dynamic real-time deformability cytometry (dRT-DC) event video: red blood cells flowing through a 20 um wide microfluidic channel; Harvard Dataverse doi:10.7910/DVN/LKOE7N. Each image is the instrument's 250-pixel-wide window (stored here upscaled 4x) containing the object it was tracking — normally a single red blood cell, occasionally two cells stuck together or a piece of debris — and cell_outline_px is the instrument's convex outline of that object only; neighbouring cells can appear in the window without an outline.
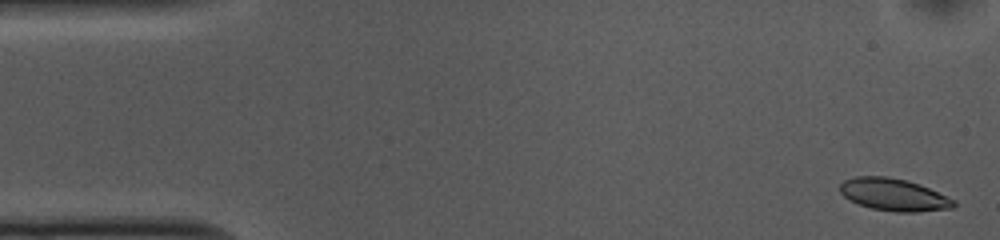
{"species": "common noctule bat (a hibernating species)", "species_latin": "Nyctalus noctula", "temperature_condition": "cold", "stored_images_in_passage": 12, "camera_frame_rate_fps": 3000, "um_per_image_px": 0.085, "animal": {"sex": "female", "body_mass_g": 10.0, "forearm_length_mm": 53.1}, "frame": {"image": 1, "passage_image": 2, "time_ms": 0.333, "image_size_px": [1000, 240], "cell_outline_px": [[956, 204], [952, 208], [916, 212], [896, 212], [872, 208], [860, 204], [844, 196], [840, 192], [840, 184], [844, 180], [856, 176], [888, 176], [908, 180], [920, 184], [956, 200]], "centroid_in_image_um": [75.99, 16.53], "position_along_channel_um": 9.0, "area_um2": 21.39}}